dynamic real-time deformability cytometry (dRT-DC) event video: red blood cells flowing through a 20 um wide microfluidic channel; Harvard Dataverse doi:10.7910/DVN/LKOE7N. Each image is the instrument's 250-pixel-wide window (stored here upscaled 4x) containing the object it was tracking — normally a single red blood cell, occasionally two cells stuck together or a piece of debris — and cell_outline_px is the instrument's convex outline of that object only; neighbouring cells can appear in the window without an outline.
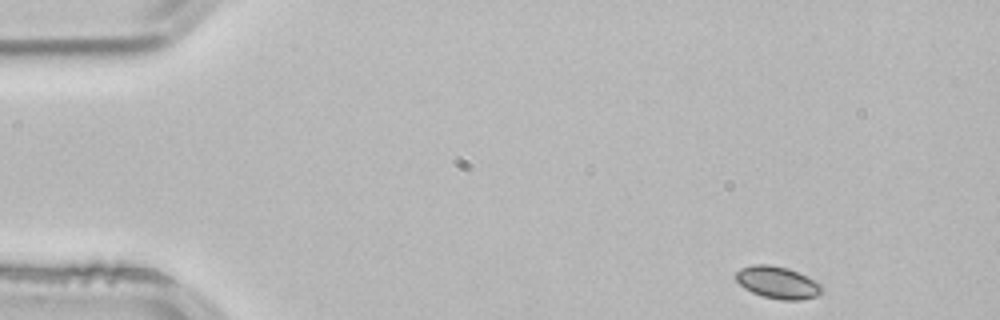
{"species": "common noctule bat (a hibernating species)", "species_latin": "Nyctalus noctula", "temperature_condition": "room temperature", "stored_images_in_passage": 4, "segment_of_instrument_passage": [1, 2], "camera_frame_rate_fps": 3000, "um_per_image_px": 0.085, "animal": {"sex": "male", "body_mass_g": 21.5, "forearm_length_mm": 52.0}, "frame": {"image": 1, "passage_image": 1, "time_ms": 0.0, "image_size_px": [1000, 320], "cell_outline_px": [[824, 288], [816, 296], [800, 300], [780, 300], [764, 296], [752, 292], [744, 288], [736, 280], [736, 272], [740, 268], [752, 264], [768, 264], [788, 268], [820, 284]], "centroid_in_image_um": [66.06, 24.01], "position_along_channel_um": 18.9, "area_um2": 15.9}}
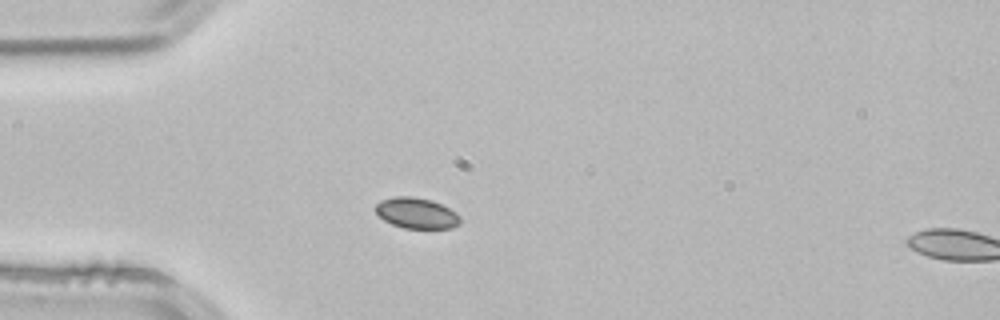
{"frame": {"image": 2, "passage_image": 3, "time_ms": 0.667, "image_size_px": [1000, 320], "cell_outline_px": [[460, 224], [452, 228], [404, 228], [392, 224], [384, 220], [372, 208], [380, 200], [396, 196], [412, 196], [432, 200], [456, 212], [460, 216]], "centroid_in_image_um": [35.38, 18.11], "position_along_channel_um": 49.6, "area_um2": 15.26}}